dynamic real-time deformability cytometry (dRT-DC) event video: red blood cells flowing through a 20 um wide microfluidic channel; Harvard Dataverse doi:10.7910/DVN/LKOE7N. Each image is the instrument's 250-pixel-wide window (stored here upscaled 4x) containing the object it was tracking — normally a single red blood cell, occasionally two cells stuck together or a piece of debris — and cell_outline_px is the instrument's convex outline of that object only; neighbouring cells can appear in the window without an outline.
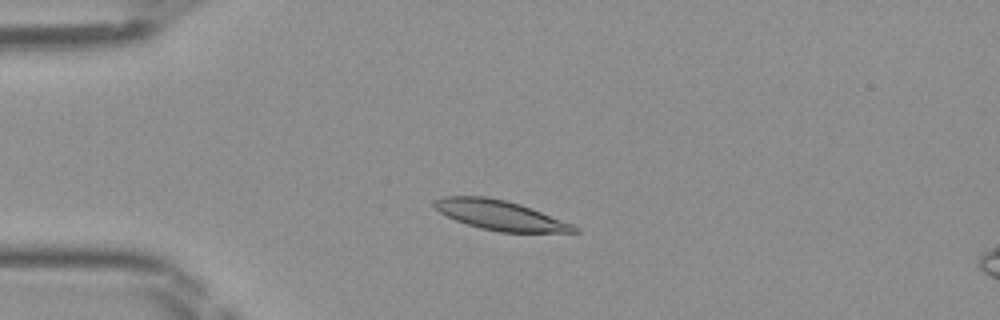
{"species": "Egyptian fruit bat (a non-hibernating species)", "species_latin": "Rousettus aegyptiacus", "temperature_condition": "room temperature", "stored_images_in_passage": 46, "camera_frame_rate_fps": 3000, "um_per_image_px": 0.085, "frame": {"image": 1, "passage_image": 10, "time_ms": 3.0, "image_size_px": [1000, 320], "cell_outline_px": [[580, 232], [500, 232], [480, 228], [456, 220], [440, 212], [432, 204], [432, 200], [444, 196], [488, 196], [520, 204], [572, 224], [580, 228]], "centroid_in_image_um": [42.48, 18.28], "position_along_channel_um": 42.5, "area_um2": 23.99}}
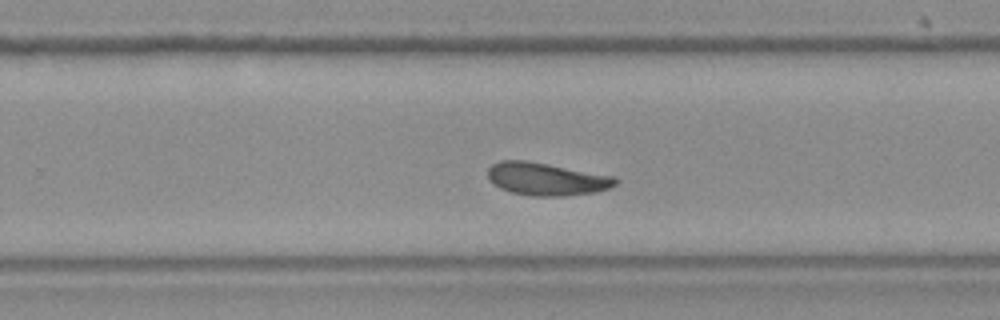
{"frame": {"image": 2, "passage_image": 29, "time_ms": 9.333, "image_size_px": [1000, 320], "cell_outline_px": [[616, 184], [608, 188], [596, 192], [564, 196], [532, 196], [512, 192], [500, 188], [488, 176], [488, 168], [492, 164], [500, 160], [524, 160], [548, 164], [616, 176]], "centroid_in_image_um": [46.46, 15.21], "position_along_channel_um": 283.3, "area_um2": 24.16}}
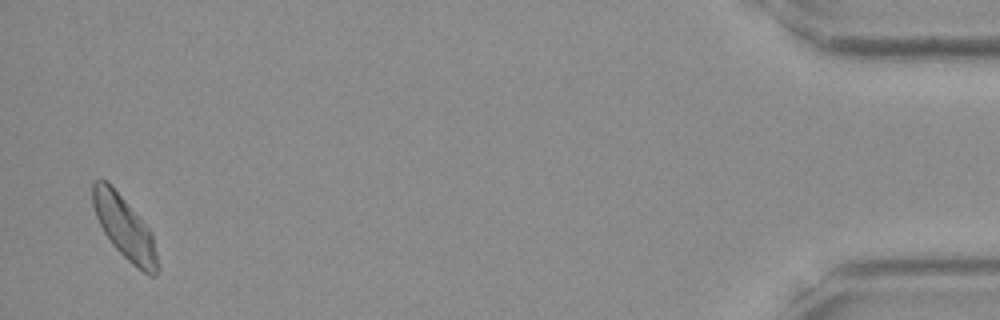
{"frame": {"image": 3, "passage_image": 45, "time_ms": 14.667, "image_size_px": [1000, 320], "cell_outline_px": [[160, 268], [156, 276], [148, 276], [132, 264], [112, 244], [104, 232], [96, 216], [92, 204], [92, 184], [96, 180], [108, 180], [152, 232], [160, 264]], "centroid_in_image_um": [10.62, 19.38], "position_along_channel_um": 424.6, "area_um2": 23.81}}